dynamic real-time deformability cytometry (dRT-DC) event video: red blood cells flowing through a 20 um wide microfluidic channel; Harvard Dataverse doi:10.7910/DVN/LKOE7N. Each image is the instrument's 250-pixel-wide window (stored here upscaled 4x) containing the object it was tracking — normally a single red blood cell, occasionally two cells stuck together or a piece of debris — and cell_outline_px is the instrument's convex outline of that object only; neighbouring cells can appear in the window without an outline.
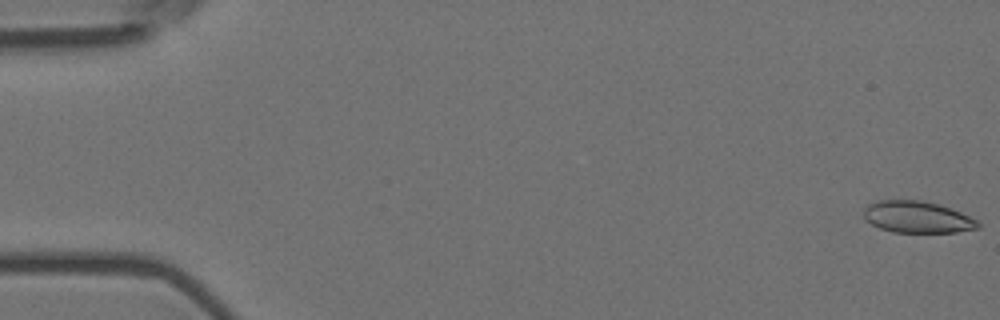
{"species": "Egyptian fruit bat (a non-hibernating species)", "species_latin": "Rousettus aegyptiacus", "temperature_condition": "room temperature", "stored_images_in_passage": 55, "camera_frame_rate_fps": 3000, "um_per_image_px": 0.085, "animal": {"sex": "female"}, "frame": {"image": 1, "passage_image": 1, "time_ms": 0.0, "image_size_px": [1000, 320], "cell_outline_px": [[980, 228], [956, 232], [892, 232], [880, 228], [864, 220], [864, 208], [868, 204], [876, 200], [920, 200], [940, 204], [960, 212], [976, 220], [980, 224]], "centroid_in_image_um": [77.94, 18.44], "position_along_channel_um": 7.1, "area_um2": 21.15}}
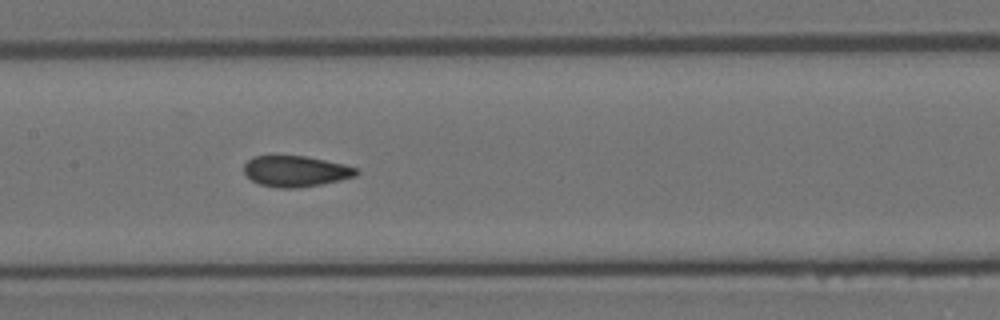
{"frame": {"image": 2, "passage_image": 27, "time_ms": 8.667, "image_size_px": [1000, 320], "cell_outline_px": [[360, 172], [356, 176], [340, 180], [320, 184], [296, 188], [276, 188], [260, 184], [252, 180], [244, 172], [244, 164], [252, 156], [304, 156], [344, 164], [360, 168]], "centroid_in_image_um": [25.16, 14.55], "position_along_channel_um": 182.2, "area_um2": 20.23}}
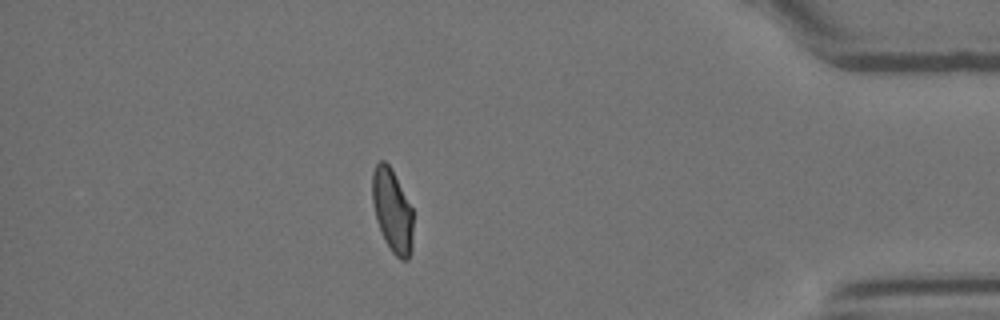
{"frame": {"image": 3, "passage_image": 48, "time_ms": 15.667, "image_size_px": [1000, 320], "cell_outline_px": [[412, 248], [408, 260], [400, 260], [392, 252], [384, 240], [376, 220], [372, 204], [372, 172], [376, 164], [380, 160], [384, 160], [392, 168], [412, 208]], "centroid_in_image_um": [33.33, 17.9], "position_along_channel_um": 401.9, "area_um2": 20.0}, "authors_computed_cell_mechanics": {"area_um2": 20.7502, "velocity_mm_per_s": 3.7238, "shape_relaxation_time_tau1_ms": 10.1412, "shape_relaxation_time_tau2_ms": 0.9009, "deformation_change_tau1": 0.1948, "deformation_change_tau2": 0.054}}